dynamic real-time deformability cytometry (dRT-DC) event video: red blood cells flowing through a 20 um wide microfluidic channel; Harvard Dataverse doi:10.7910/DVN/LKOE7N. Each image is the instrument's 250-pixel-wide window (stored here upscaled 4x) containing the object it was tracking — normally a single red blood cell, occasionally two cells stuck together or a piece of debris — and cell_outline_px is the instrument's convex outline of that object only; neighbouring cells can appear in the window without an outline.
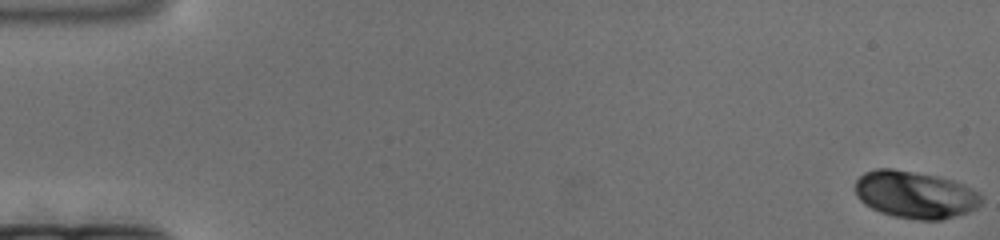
{"species": "human", "species_latin": "Homo sapiens", "temperature_condition": "cold", "stored_images_in_passage": 174, "camera_frame_rate_fps": 3000, "um_per_image_px": 0.085, "donor": {"sex": "female"}, "frame": {"image": 1, "passage_image": 1, "time_ms": 0.0, "image_size_px": [1000, 240], "cell_outline_px": [[984, 200], [976, 208], [968, 212], [940, 220], [920, 220], [892, 216], [880, 212], [864, 204], [856, 196], [856, 180], [864, 172], [876, 168], [892, 168], [936, 176], [952, 180], [972, 188], [980, 192]], "centroid_in_image_um": [77.79, 16.55], "position_along_channel_um": 7.2, "area_um2": 34.85}}
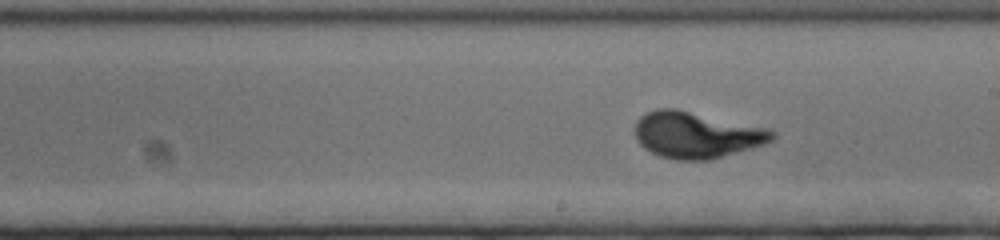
{"frame": {"image": 2, "passage_image": 99, "time_ms": 32.667, "image_size_px": [1000, 240], "cell_outline_px": [[776, 136], [772, 140], [764, 144], [752, 148], [712, 160], [676, 160], [660, 156], [644, 148], [636, 140], [636, 120], [640, 116], [656, 108], [676, 108], [768, 128], [776, 132]], "centroid_in_image_um": [59.21, 11.47], "position_along_channel_um": 229.8, "area_um2": 37.22}}
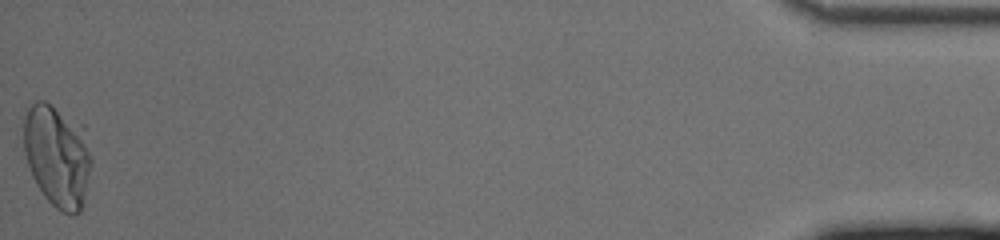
{"frame": {"image": 3, "passage_image": 174, "time_ms": 57.667, "image_size_px": [1000, 240], "cell_outline_px": [[92, 164], [80, 212], [72, 216], [60, 212], [44, 196], [36, 184], [32, 176], [24, 152], [24, 116], [28, 108], [36, 100], [44, 100], [52, 104], [84, 124], [92, 160]], "centroid_in_image_um": [4.89, 13.21], "position_along_channel_um": 430.3, "area_um2": 40.98}}